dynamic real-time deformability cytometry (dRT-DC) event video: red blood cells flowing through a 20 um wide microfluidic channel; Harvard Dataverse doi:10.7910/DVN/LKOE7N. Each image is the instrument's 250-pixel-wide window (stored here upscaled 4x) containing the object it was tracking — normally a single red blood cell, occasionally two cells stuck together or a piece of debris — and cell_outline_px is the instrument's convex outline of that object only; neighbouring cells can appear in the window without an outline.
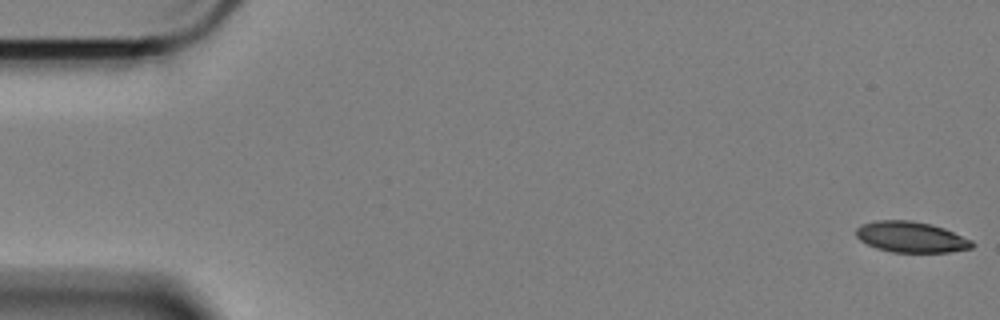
{"species": "Egyptian fruit bat (a non-hibernating species)", "species_latin": "Rousettus aegyptiacus", "temperature_condition": "cold", "stored_images_in_passage": 59, "camera_frame_rate_fps": 3000, "um_per_image_px": 0.085, "animal": {"sex": "female"}, "frame": {"image": 1, "passage_image": 1, "time_ms": 0.0, "image_size_px": [1000, 320], "cell_outline_px": [[976, 244], [972, 248], [948, 252], [892, 252], [876, 248], [860, 240], [856, 236], [856, 228], [860, 224], [876, 220], [912, 220], [932, 224], [944, 228], [972, 240]], "centroid_in_image_um": [77.44, 20.14], "position_along_channel_um": 7.6, "area_um2": 20.98}}
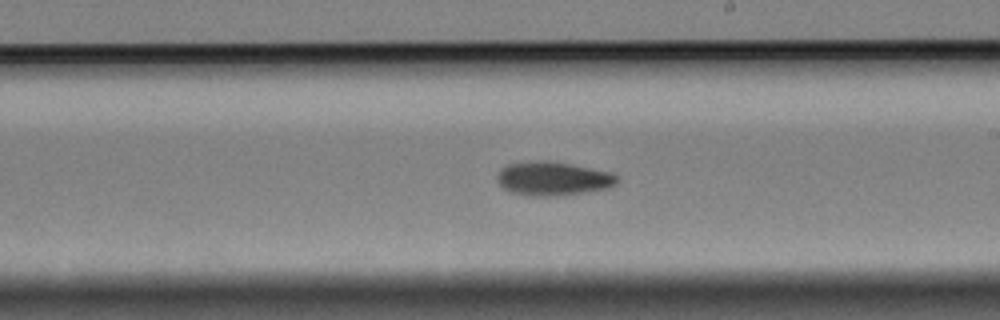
{"frame": {"image": 2, "passage_image": 34, "time_ms": 11.0, "image_size_px": [1000, 320], "cell_outline_px": [[620, 180], [616, 184], [608, 188], [564, 196], [528, 196], [512, 192], [504, 188], [496, 180], [496, 176], [500, 168], [508, 164], [568, 164], [612, 172]], "centroid_in_image_um": [47.05, 15.25], "position_along_channel_um": 242.0, "area_um2": 22.83}}
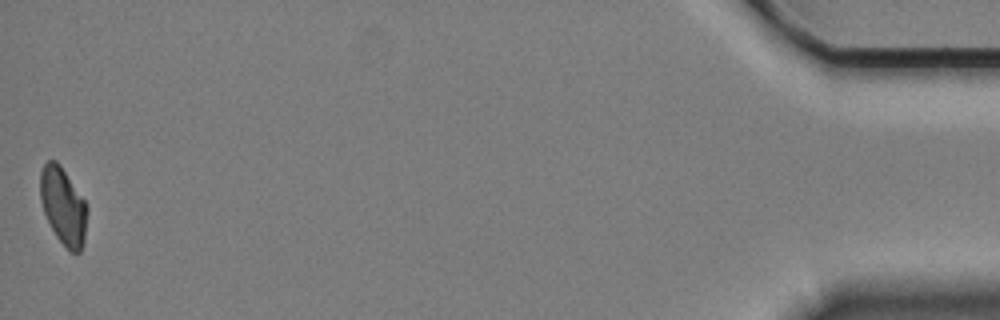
{"frame": {"image": 3, "passage_image": 59, "time_ms": 19.333, "image_size_px": [1000, 320], "cell_outline_px": [[88, 212], [84, 244], [80, 252], [72, 252], [56, 236], [44, 212], [40, 200], [40, 172], [44, 164], [48, 160], [56, 160], [60, 164], [84, 200], [88, 208]], "centroid_in_image_um": [5.38, 17.5], "position_along_channel_um": 429.8, "area_um2": 20.98}, "authors_computed_cell_mechanics": {"area_um2": 22.4842, "velocity_mm_per_s": 3.3706, "shape_relaxation_time_tau1_ms": 6.5688, "shape_relaxation_time_tau2_ms": null, "deformation_change_tau1": 0.14, "deformation_change_tau2": null}}